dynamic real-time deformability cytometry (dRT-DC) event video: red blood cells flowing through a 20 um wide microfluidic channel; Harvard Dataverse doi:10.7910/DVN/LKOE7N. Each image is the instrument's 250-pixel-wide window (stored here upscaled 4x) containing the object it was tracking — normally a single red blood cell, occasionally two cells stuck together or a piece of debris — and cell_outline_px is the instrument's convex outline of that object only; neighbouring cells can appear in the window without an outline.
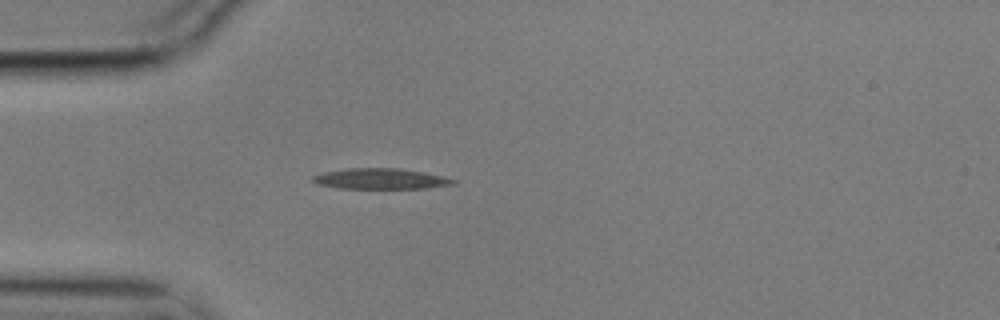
{"species": "common noctule bat (a hibernating species)", "species_latin": "Nyctalus noctula", "temperature_condition": "cold", "stored_images_in_passage": 2, "camera_frame_rate_fps": 3000, "um_per_image_px": 0.085, "animal": {"sex": "male", "body_mass_g": 17.9}, "frame": {"image": 1, "passage_image": 2, "time_ms": 0.333, "image_size_px": [1000, 320], "cell_outline_px": [[456, 184], [428, 188], [336, 188], [316, 184], [312, 180], [312, 176], [324, 172], [348, 168], [400, 168], [424, 172], [456, 180]], "centroid_in_image_um": [32.33, 15.19], "position_along_channel_um": 52.7, "area_um2": 16.88}}